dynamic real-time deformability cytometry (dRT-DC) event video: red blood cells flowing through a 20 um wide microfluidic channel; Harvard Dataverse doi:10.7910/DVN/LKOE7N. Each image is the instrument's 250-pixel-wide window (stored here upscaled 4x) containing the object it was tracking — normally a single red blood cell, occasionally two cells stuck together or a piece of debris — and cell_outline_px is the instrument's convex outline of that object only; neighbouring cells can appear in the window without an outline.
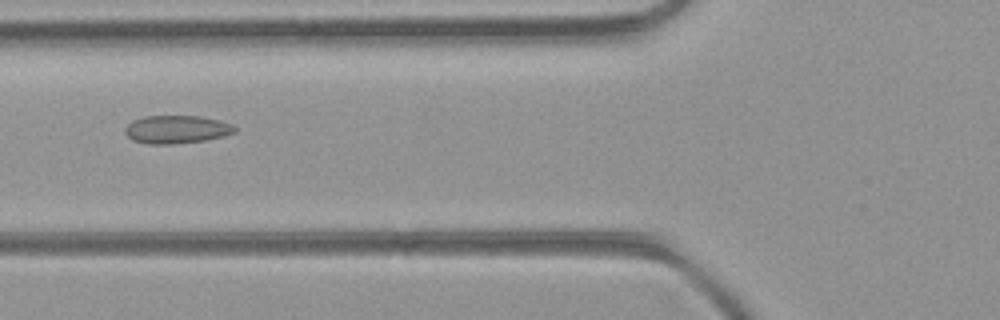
{"species": "common noctule bat (a hibernating species)", "species_latin": "Nyctalus noctula", "temperature_condition": "room temperature", "stored_images_in_passage": 5, "camera_frame_rate_fps": 3000, "um_per_image_px": 0.085, "animal": {"sex": "female", "body_mass_g": 21.9}, "frame": {"image": 1, "passage_image": 5, "time_ms": 1.333, "image_size_px": [1000, 320], "cell_outline_px": [[236, 132], [224, 136], [204, 140], [176, 144], [148, 144], [132, 140], [124, 132], [124, 128], [132, 120], [144, 116], [196, 116], [220, 120], [232, 124], [236, 128]], "centroid_in_image_um": [14.99, 11.0], "position_along_channel_um": 110.8, "area_um2": 18.03}}